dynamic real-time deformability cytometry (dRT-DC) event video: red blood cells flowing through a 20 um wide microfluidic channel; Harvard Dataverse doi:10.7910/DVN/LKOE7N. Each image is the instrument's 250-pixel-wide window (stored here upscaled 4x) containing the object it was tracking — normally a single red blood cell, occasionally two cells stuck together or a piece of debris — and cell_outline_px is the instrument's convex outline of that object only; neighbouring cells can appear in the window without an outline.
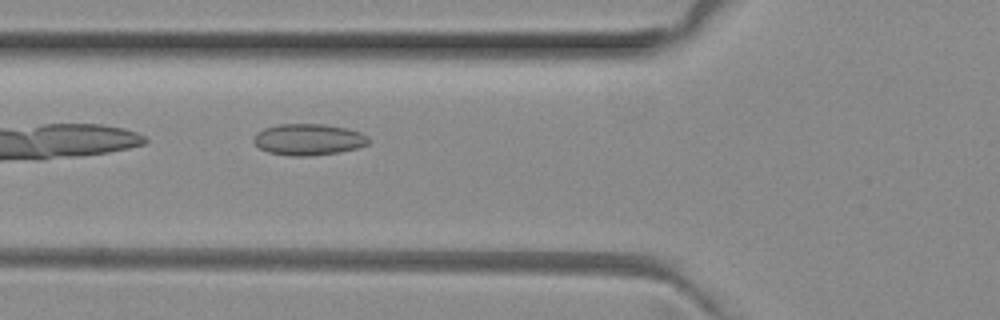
{"species": "common noctule bat (a hibernating species)", "species_latin": "Nyctalus noctula", "temperature_condition": "room temperature", "stored_images_in_passage": 4, "camera_frame_rate_fps": 3000, "um_per_image_px": 0.085, "animal": {"sex": "female", "body_mass_g": 29.2, "forearm_length_mm": 56.3}, "frame": {"image": 1, "passage_image": 4, "time_ms": 1.0, "image_size_px": [1000, 320], "cell_outline_px": [[368, 144], [356, 148], [340, 152], [308, 156], [288, 156], [268, 152], [260, 148], [252, 140], [252, 136], [256, 132], [264, 128], [280, 124], [324, 124], [344, 128], [360, 132], [368, 136]], "centroid_in_image_um": [26.18, 11.86], "position_along_channel_um": 99.6, "area_um2": 21.04}}